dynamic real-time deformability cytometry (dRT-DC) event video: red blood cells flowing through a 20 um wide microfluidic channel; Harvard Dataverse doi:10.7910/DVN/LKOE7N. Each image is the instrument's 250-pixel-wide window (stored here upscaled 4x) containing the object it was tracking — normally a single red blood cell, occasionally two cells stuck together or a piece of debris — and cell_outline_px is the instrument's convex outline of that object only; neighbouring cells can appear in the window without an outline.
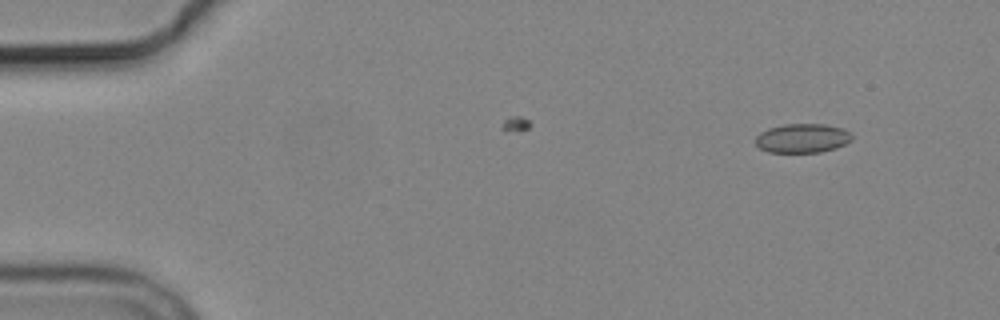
{"species": "common noctule bat (a hibernating species)", "species_latin": "Nyctalus noctula", "temperature_condition": "cold", "stored_images_in_passage": 2, "camera_frame_rate_fps": 3000, "um_per_image_px": 0.085, "animal": {"sex": "male", "body_mass_g": 19.2, "forearm_length_mm": 51.8}, "frame": {"image": 1, "passage_image": 1, "time_ms": 0.0, "image_size_px": [1000, 320], "cell_outline_px": [[852, 140], [836, 148], [820, 152], [768, 152], [760, 148], [756, 144], [756, 136], [760, 132], [768, 128], [784, 124], [824, 124], [840, 128], [848, 132], [852, 136]], "centroid_in_image_um": [68.17, 11.75], "position_along_channel_um": 16.8, "area_um2": 16.24}}